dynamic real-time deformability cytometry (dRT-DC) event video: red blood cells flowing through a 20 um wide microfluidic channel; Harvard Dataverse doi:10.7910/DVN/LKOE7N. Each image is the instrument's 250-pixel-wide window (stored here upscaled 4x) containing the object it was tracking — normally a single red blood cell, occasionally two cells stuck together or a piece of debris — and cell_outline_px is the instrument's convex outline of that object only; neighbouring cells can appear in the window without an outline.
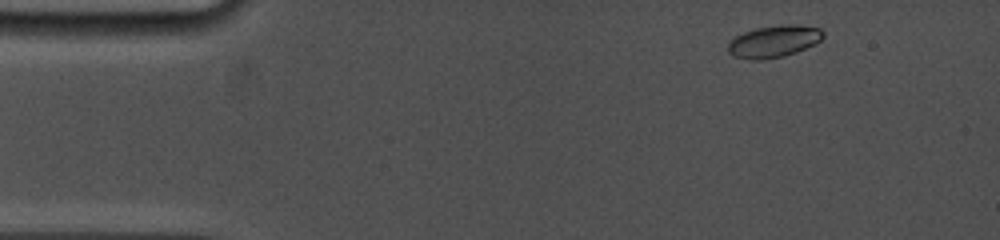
{"species": "common noctule bat (a hibernating species)", "species_latin": "Nyctalus noctula", "temperature_condition": "cold", "stored_images_in_passage": 34, "camera_frame_rate_fps": 5000, "um_per_image_px": 0.085, "animal": {"sex": "female", "body_mass_g": 19.0, "forearm_length_mm": 53.3}, "frame": {"image": 1, "passage_image": 2, "time_ms": 0.6, "image_size_px": [1000, 240], "cell_outline_px": [[824, 36], [820, 40], [796, 52], [784, 56], [760, 60], [748, 60], [732, 56], [728, 52], [728, 44], [736, 36], [744, 32], [756, 28], [780, 24], [796, 24], [820, 28], [824, 32]], "centroid_in_image_um": [65.76, 3.51], "position_along_channel_um": 19.2, "area_um2": 17.74}}
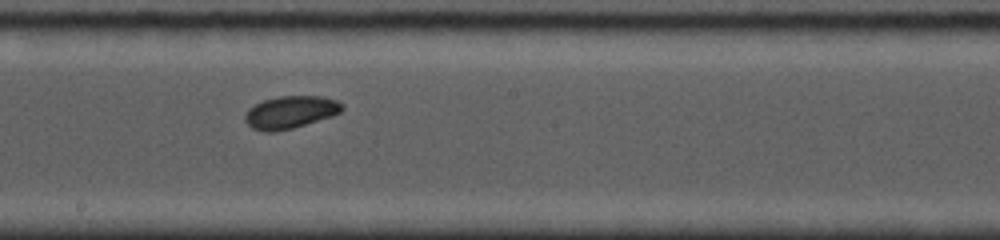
{"frame": {"image": 2, "passage_image": 17, "time_ms": 8.2, "image_size_px": [1000, 240], "cell_outline_px": [[344, 108], [340, 112], [332, 116], [292, 128], [276, 132], [264, 132], [252, 128], [244, 120], [244, 116], [248, 108], [264, 100], [280, 96], [324, 96], [336, 100], [344, 104]], "centroid_in_image_um": [24.68, 9.54], "position_along_channel_um": 223.5, "area_um2": 18.44}}
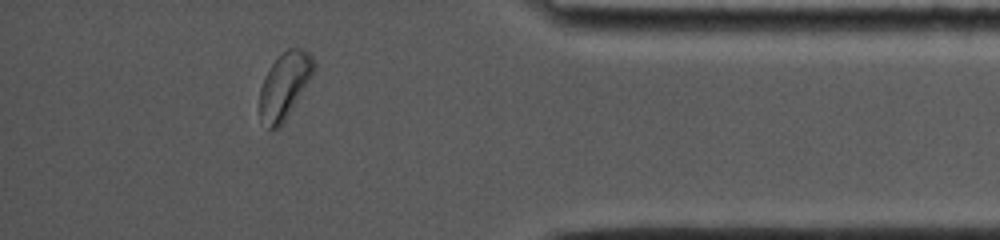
{"frame": {"image": 3, "passage_image": 30, "time_ms": 13.6, "image_size_px": [1000, 240], "cell_outline_px": [[316, 68], [312, 76], [284, 120], [276, 128], [268, 128], [260, 116], [260, 88], [264, 76], [268, 68], [288, 48], [300, 48], [308, 52], [312, 56], [316, 64]], "centroid_in_image_um": [24.2, 7.22], "position_along_channel_um": 411.0, "area_um2": 20.35}, "authors_computed_cell_mechanics": {"area_um2": 18.0625, "velocity_mm_per_s": 3.773, "shape_relaxation_time_tau1_ms": 3.2815, "shape_relaxation_time_tau2_ms": null, "deformation_change_tau1": 0.0962, "deformation_change_tau2": null}}